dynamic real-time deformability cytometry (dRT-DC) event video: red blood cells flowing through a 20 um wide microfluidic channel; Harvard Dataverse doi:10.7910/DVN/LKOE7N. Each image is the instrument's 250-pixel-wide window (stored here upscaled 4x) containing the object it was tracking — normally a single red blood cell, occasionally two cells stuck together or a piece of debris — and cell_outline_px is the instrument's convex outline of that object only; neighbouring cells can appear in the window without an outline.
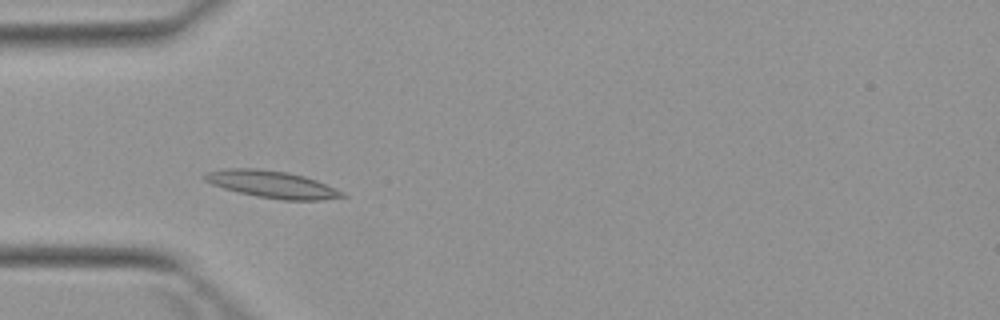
{"species": "Egyptian fruit bat (a non-hibernating species)", "species_latin": "Rousettus aegyptiacus", "temperature_condition": "warm", "stored_images_in_passage": 4, "camera_frame_rate_fps": 3000, "um_per_image_px": 0.085, "animal": {"sex": "female"}, "frame": {"image": 1, "passage_image": 4, "time_ms": 3.667, "image_size_px": [1000, 320], "cell_outline_px": [[348, 196], [320, 200], [284, 200], [256, 196], [224, 188], [212, 184], [204, 180], [200, 176], [208, 172], [228, 168], [256, 168], [288, 172], [304, 176], [316, 180], [344, 192]], "centroid_in_image_um": [23.12, 15.66], "position_along_channel_um": 61.9, "area_um2": 21.62}}